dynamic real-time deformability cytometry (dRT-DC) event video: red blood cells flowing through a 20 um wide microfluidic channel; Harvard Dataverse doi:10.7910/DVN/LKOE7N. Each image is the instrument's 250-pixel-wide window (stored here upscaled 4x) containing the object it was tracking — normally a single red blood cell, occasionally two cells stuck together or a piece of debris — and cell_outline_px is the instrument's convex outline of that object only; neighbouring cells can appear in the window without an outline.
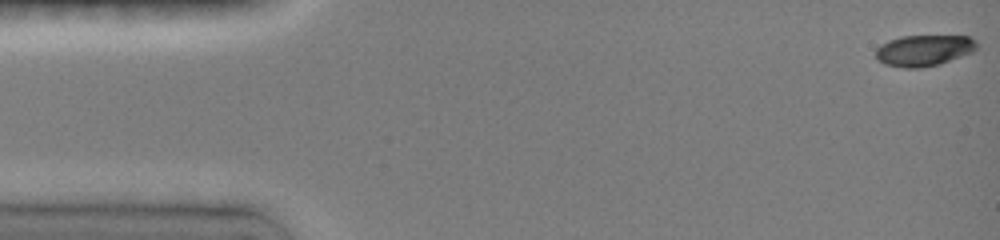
{"species": "common noctule bat (a hibernating species)", "species_latin": "Nyctalus noctula", "temperature_condition": "room temperature", "stored_images_in_passage": 47, "camera_frame_rate_fps": 3000, "um_per_image_px": 0.085, "animal": {"sex": "female", "body_mass_g": 19.0, "forearm_length_mm": 51.5}, "frame": {"image": 1, "passage_image": 1, "time_ms": 0.0, "image_size_px": [1000, 240], "cell_outline_px": [[976, 48], [972, 52], [940, 64], [920, 68], [904, 68], [884, 64], [876, 60], [876, 48], [880, 44], [888, 40], [900, 36], [968, 36], [976, 40]], "centroid_in_image_um": [78.49, 4.29], "position_along_channel_um": 6.5, "area_um2": 18.44}}
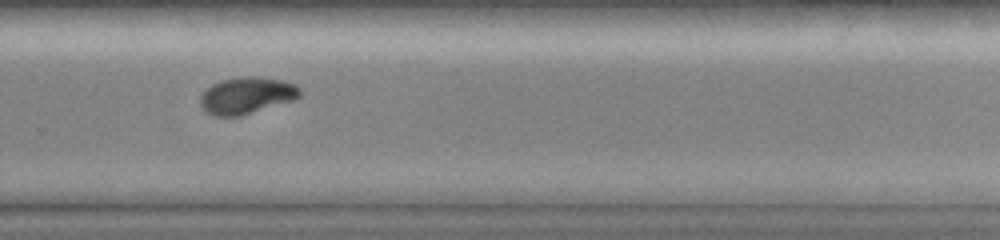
{"frame": {"image": 2, "passage_image": 33, "time_ms": 10.667, "image_size_px": [1000, 240], "cell_outline_px": [[300, 96], [292, 100], [240, 116], [216, 116], [208, 112], [200, 104], [200, 96], [212, 84], [220, 80], [244, 76], [256, 76], [280, 80], [296, 84], [300, 88]], "centroid_in_image_um": [20.97, 8.1], "position_along_channel_um": 308.8, "area_um2": 21.04}}
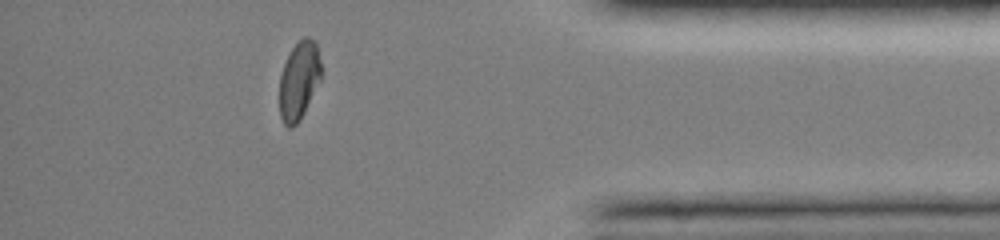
{"frame": {"image": 3, "passage_image": 42, "time_ms": 13.667, "image_size_px": [1000, 240], "cell_outline_px": [[320, 80], [300, 120], [292, 128], [288, 128], [284, 124], [280, 116], [280, 76], [284, 64], [292, 48], [304, 36], [308, 36], [316, 44], [320, 60]], "centroid_in_image_um": [25.4, 6.86], "position_along_channel_um": 409.8, "area_um2": 18.67}, "authors_computed_cell_mechanics": {"area_um2": 20.23, "velocity_mm_per_s": 4.0305, "shape_relaxation_time_tau1_ms": 4.6694, "shape_relaxation_time_tau2_ms": 5.0239, "deformation_change_tau1": 0.1688, "deformation_change_tau2": 0.0683}}